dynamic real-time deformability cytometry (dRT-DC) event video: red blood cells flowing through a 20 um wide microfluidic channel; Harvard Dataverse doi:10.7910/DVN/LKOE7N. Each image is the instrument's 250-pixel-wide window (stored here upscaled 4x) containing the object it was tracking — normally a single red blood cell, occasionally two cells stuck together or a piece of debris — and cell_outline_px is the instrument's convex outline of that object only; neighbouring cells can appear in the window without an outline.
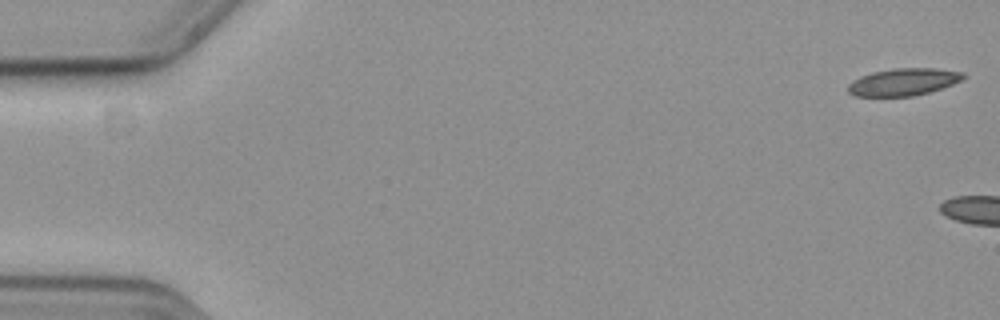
{"species": "common noctule bat (a hibernating species)", "species_latin": "Nyctalus noctula", "temperature_condition": "cold", "stored_images_in_passage": 5, "camera_frame_rate_fps": 3000, "um_per_image_px": 0.085, "animal": {"sex": "female", "body_mass_g": 19.3, "forearm_length_mm": 54.1}, "frame": {"image": 1, "passage_image": 1, "time_ms": 0.0, "image_size_px": [1000, 320], "cell_outline_px": [[968, 76], [952, 84], [928, 92], [912, 96], [856, 96], [848, 92], [848, 84], [852, 80], [860, 76], [872, 72], [892, 68], [936, 68], [964, 72]], "centroid_in_image_um": [76.78, 6.95], "position_along_channel_um": 8.2, "area_um2": 18.32}}